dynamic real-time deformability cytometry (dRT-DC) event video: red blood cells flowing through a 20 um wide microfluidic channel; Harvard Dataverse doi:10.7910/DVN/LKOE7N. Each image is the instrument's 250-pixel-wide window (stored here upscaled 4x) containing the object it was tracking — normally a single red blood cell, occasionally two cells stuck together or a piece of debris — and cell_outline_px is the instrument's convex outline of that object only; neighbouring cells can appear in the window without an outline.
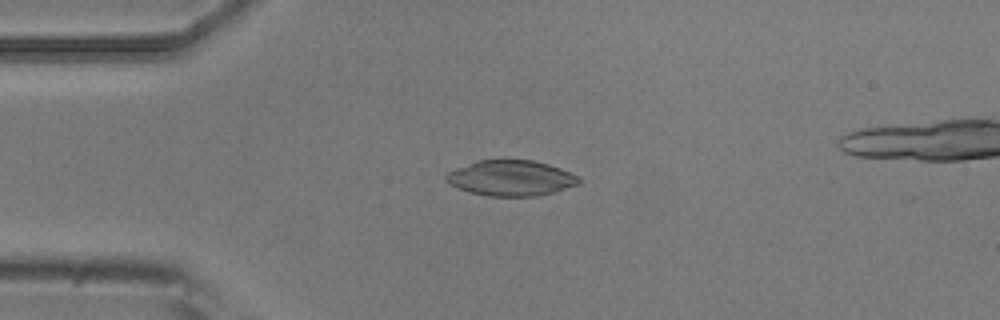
{"species": "common noctule bat (a hibernating species)", "species_latin": "Nyctalus noctula", "temperature_condition": "room temperature", "stored_images_in_passage": 9, "camera_frame_rate_fps": 3000, "um_per_image_px": 0.085, "animal": {"sex": "male", "body_mass_g": 20.5, "forearm_length_mm": 52.5}, "frame": {"image": 1, "passage_image": 4, "time_ms": 1.0, "image_size_px": [1000, 320], "cell_outline_px": [[580, 184], [556, 192], [536, 196], [488, 196], [468, 192], [444, 180], [444, 176], [448, 172], [456, 168], [476, 160], [532, 160], [548, 164], [560, 168], [576, 176], [580, 180]], "centroid_in_image_um": [43.42, 15.14], "position_along_channel_um": 41.6, "area_um2": 27.46}}
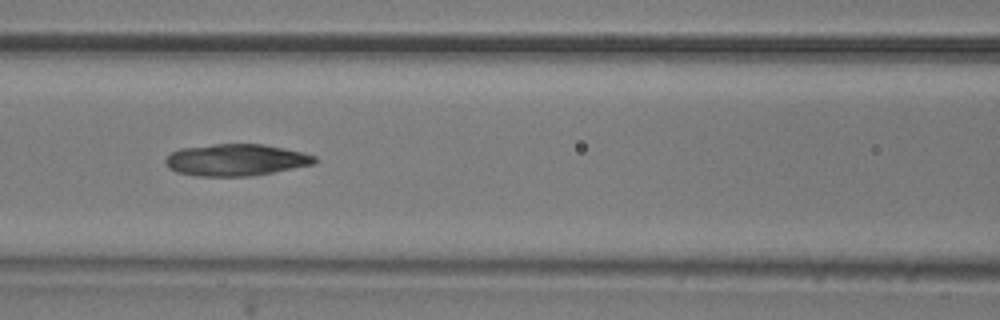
{"frame": {"image": 2, "passage_image": 7, "time_ms": 2.0, "image_size_px": [1000, 320], "cell_outline_px": [[316, 160], [312, 164], [272, 172], [248, 176], [196, 176], [176, 172], [168, 168], [164, 160], [172, 152], [180, 148], [212, 144], [264, 144], [304, 152], [316, 156]], "centroid_in_image_um": [20.02, 13.59], "position_along_channel_um": 146.6, "area_um2": 27.57}}
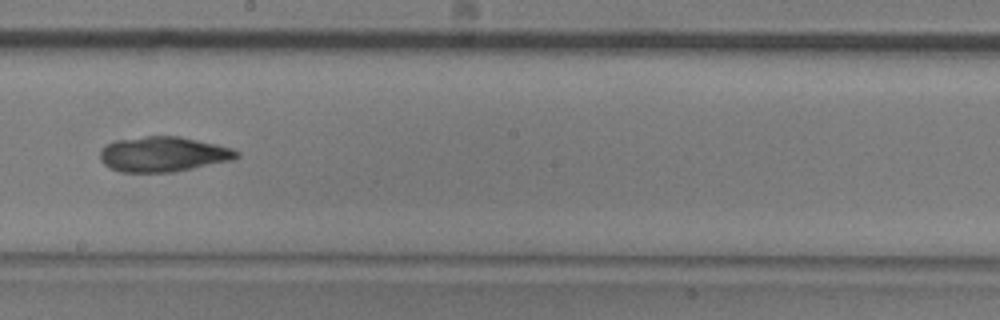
{"frame": {"image": 3, "passage_image": 9, "time_ms": 2.667, "image_size_px": [1000, 320], "cell_outline_px": [[240, 156], [232, 160], [172, 172], [120, 172], [104, 164], [100, 160], [100, 152], [104, 144], [116, 140], [144, 136], [180, 136], [216, 144], [232, 148], [240, 152]], "centroid_in_image_um": [13.86, 13.1], "position_along_channel_um": 234.3, "area_um2": 27.98}}